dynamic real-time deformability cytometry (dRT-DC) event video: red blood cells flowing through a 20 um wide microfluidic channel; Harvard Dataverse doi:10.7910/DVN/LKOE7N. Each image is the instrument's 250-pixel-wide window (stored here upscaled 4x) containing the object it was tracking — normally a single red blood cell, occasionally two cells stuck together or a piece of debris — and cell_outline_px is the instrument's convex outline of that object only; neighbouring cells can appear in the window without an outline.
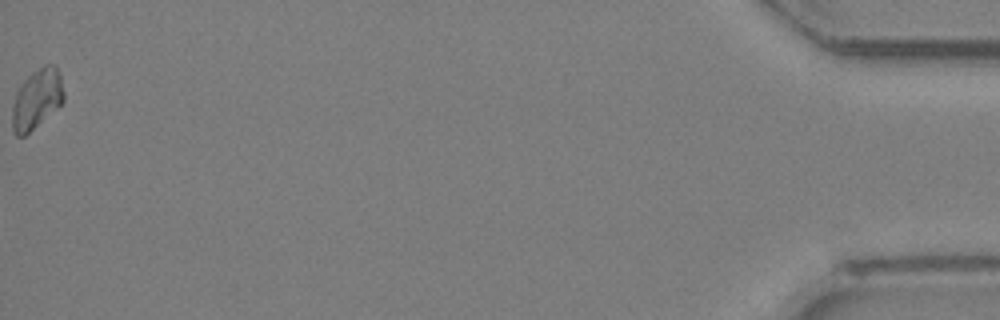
{"species": "Egyptian fruit bat (a non-hibernating species)", "species_latin": "Rousettus aegyptiacus", "temperature_condition": "room temperature", "stored_images_in_passage": 31, "camera_frame_rate_fps": 3000, "um_per_image_px": 0.085, "animal": {"sex": "female"}, "frame": {"image": 1, "passage_image": 31, "time_ms": 10.0, "image_size_px": [1000, 320], "cell_outline_px": [[64, 100], [60, 104], [24, 136], [16, 136], [12, 128], [12, 108], [16, 92], [24, 80], [32, 72], [44, 64], [56, 64], [60, 72], [64, 92]], "centroid_in_image_um": [3.13, 8.36], "position_along_channel_um": 432.1, "area_um2": 17.8}}